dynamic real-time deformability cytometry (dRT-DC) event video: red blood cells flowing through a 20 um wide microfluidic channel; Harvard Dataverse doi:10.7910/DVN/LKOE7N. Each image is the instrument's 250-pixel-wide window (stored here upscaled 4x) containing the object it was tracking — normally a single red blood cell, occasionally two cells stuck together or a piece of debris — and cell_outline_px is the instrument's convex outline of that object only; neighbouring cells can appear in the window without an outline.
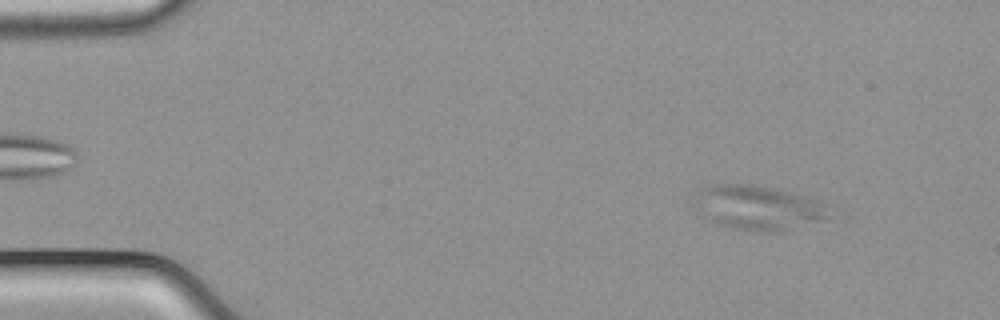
{"species": "common noctule bat (a hibernating species)", "species_latin": "Nyctalus noctula", "temperature_condition": "cold", "stored_images_in_passage": 57, "camera_frame_rate_fps": 3000, "um_per_image_px": 0.085, "animal": {"sex": "male", "body_mass_g": 21.5, "forearm_length_mm": 52.0}, "frame": {"image": 1, "passage_image": 9, "time_ms": 2.667, "image_size_px": [1000, 320], "cell_outline_px": [[828, 220], [784, 232], [760, 232], [732, 228], [716, 224], [708, 220], [696, 208], [696, 192], [712, 184], [748, 184], [780, 188], [820, 200], [828, 204]], "centroid_in_image_um": [64.53, 17.66], "position_along_channel_um": 20.5, "area_um2": 35.78}}
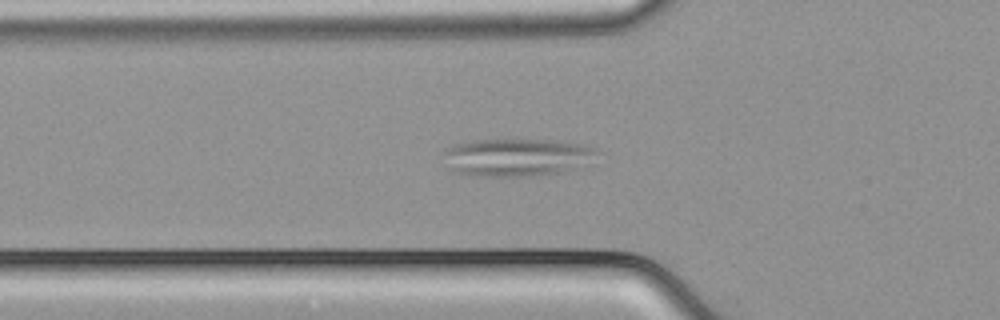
{"frame": {"image": 2, "passage_image": 22, "time_ms": 7.0, "image_size_px": [1000, 320], "cell_outline_px": [[600, 152], [584, 168], [564, 172], [528, 176], [464, 176], [448, 168], [444, 152], [452, 144], [472, 140], [500, 136], [556, 140], [584, 144], [596, 148]], "centroid_in_image_um": [43.97, 13.32], "position_along_channel_um": 81.8, "area_um2": 35.66}}
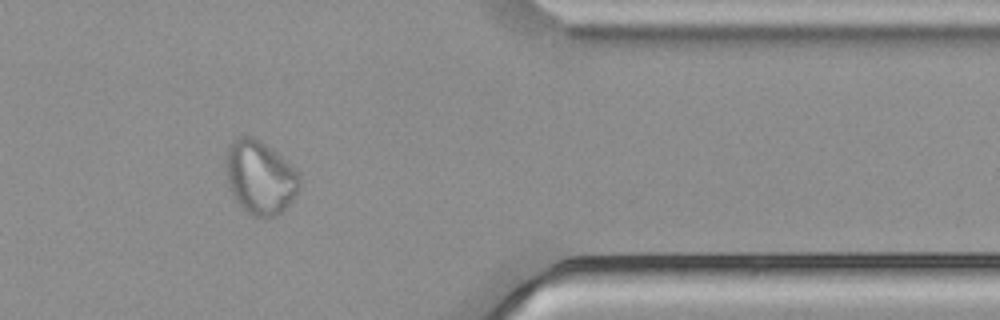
{"frame": {"image": 3, "passage_image": 48, "time_ms": 15.667, "image_size_px": [1000, 320], "cell_outline_px": [[300, 184], [292, 200], [276, 216], [252, 216], [236, 200], [228, 188], [224, 168], [224, 152], [228, 144], [240, 136], [252, 136], [276, 152], [300, 176]], "centroid_in_image_um": [22.02, 15.05], "position_along_channel_um": 389.4, "area_um2": 31.39}}